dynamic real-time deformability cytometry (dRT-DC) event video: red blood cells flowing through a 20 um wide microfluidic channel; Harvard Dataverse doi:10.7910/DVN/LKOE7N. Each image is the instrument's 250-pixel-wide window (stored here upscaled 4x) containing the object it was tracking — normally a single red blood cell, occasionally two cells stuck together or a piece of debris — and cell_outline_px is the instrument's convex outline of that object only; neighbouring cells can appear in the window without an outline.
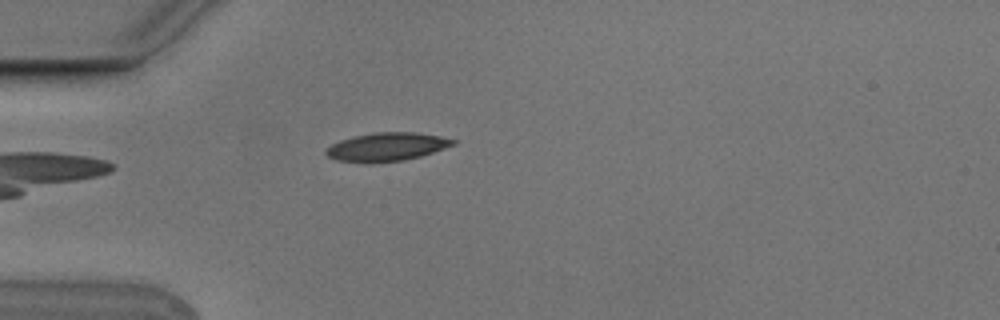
{"species": "Egyptian fruit bat (a non-hibernating species)", "species_latin": "Rousettus aegyptiacus", "temperature_condition": "cold", "stored_images_in_passage": 5, "camera_frame_rate_fps": 3000, "um_per_image_px": 0.085, "animal": {"sex": "male"}, "frame": {"image": 1, "passage_image": 5, "time_ms": 1.333, "image_size_px": [1000, 320], "cell_outline_px": [[456, 144], [420, 156], [404, 160], [372, 164], [364, 164], [336, 160], [328, 156], [324, 152], [332, 144], [340, 140], [372, 132], [412, 132], [440, 136], [456, 140]], "centroid_in_image_um": [32.84, 12.5], "position_along_channel_um": 52.2, "area_um2": 21.15}}